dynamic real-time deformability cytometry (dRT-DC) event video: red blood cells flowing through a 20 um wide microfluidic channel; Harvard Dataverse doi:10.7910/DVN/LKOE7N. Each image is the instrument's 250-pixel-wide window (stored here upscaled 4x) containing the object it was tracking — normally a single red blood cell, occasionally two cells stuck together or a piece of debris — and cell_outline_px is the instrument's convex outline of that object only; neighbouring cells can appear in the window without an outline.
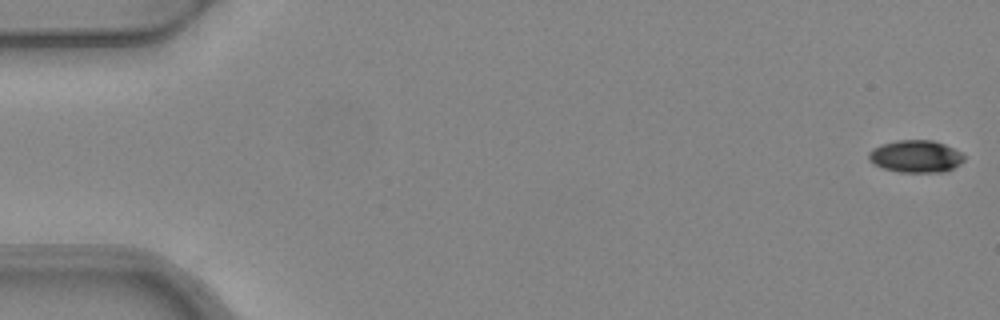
{"species": "common noctule bat (a hibernating species)", "species_latin": "Nyctalus noctula", "temperature_condition": "warm", "stored_images_in_passage": 5, "camera_frame_rate_fps": 3000, "um_per_image_px": 0.085, "animal": {"sex": "female", "body_mass_g": 24.6, "forearm_length_mm": 56.2}, "frame": {"image": 1, "passage_image": 1, "time_ms": 0.0, "image_size_px": [1000, 320], "cell_outline_px": [[964, 160], [960, 164], [944, 172], [900, 172], [880, 168], [872, 164], [868, 160], [868, 152], [872, 148], [880, 144], [896, 140], [932, 140], [944, 144], [960, 152], [964, 156]], "centroid_in_image_um": [77.77, 13.29], "position_along_channel_um": 7.2, "area_um2": 18.15}}
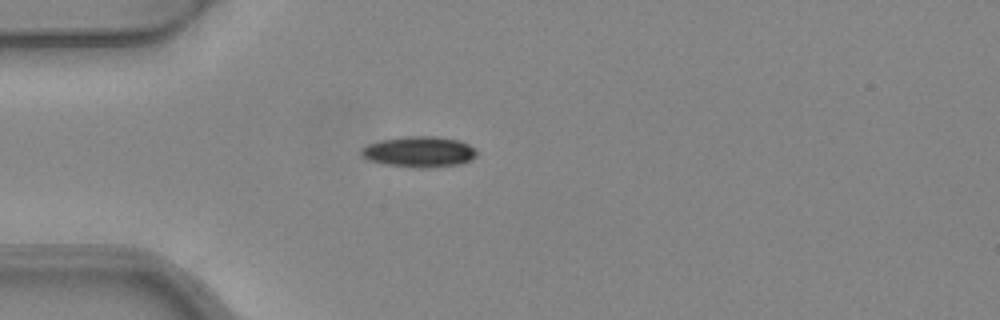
{"frame": {"image": 2, "passage_image": 5, "time_ms": 1.333, "image_size_px": [1000, 320], "cell_outline_px": [[476, 156], [460, 164], [428, 168], [412, 168], [384, 164], [368, 160], [360, 156], [360, 148], [368, 144], [380, 140], [404, 136], [436, 136], [460, 140], [476, 148]], "centroid_in_image_um": [35.59, 12.9], "position_along_channel_um": 49.4, "area_um2": 21.04}}